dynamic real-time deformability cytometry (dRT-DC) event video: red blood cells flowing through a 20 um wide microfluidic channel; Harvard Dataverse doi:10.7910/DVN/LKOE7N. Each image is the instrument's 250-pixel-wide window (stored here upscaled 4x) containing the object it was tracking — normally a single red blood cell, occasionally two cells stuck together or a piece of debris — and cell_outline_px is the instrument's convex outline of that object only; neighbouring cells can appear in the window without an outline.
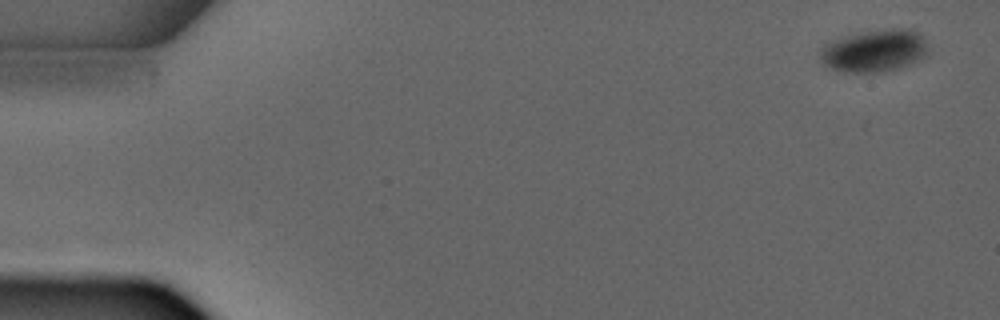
{"species": "common noctule bat (a hibernating species)", "species_latin": "Nyctalus noctula", "temperature_condition": "warm", "stored_images_in_passage": 4, "camera_frame_rate_fps": 3000, "um_per_image_px": 0.085, "animal": {"sex": "male", "forearm_length_mm": 52.5}, "frame": {"image": 1, "passage_image": 1, "time_ms": 0.0, "image_size_px": [1000, 320], "cell_outline_px": [[928, 56], [920, 60], [900, 68], [884, 72], [844, 72], [832, 68], [824, 64], [820, 60], [816, 52], [828, 40], [860, 32], [892, 28], [912, 28], [924, 36], [928, 48]], "centroid_in_image_um": [74.32, 4.3], "position_along_channel_um": 10.7, "area_um2": 27.51}}